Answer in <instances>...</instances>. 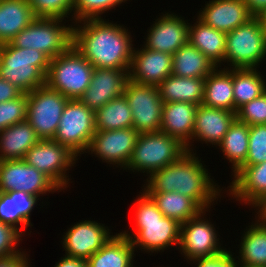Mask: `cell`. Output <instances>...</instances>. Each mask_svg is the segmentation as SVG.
Segmentation results:
<instances>
[{
	"label": "cell",
	"mask_w": 266,
	"mask_h": 267,
	"mask_svg": "<svg viewBox=\"0 0 266 267\" xmlns=\"http://www.w3.org/2000/svg\"><path fill=\"white\" fill-rule=\"evenodd\" d=\"M257 68L233 69L234 112L266 92L264 76Z\"/></svg>",
	"instance_id": "cell-34"
},
{
	"label": "cell",
	"mask_w": 266,
	"mask_h": 267,
	"mask_svg": "<svg viewBox=\"0 0 266 267\" xmlns=\"http://www.w3.org/2000/svg\"><path fill=\"white\" fill-rule=\"evenodd\" d=\"M23 191L40 197L61 189L44 173L22 160L0 161V192Z\"/></svg>",
	"instance_id": "cell-14"
},
{
	"label": "cell",
	"mask_w": 266,
	"mask_h": 267,
	"mask_svg": "<svg viewBox=\"0 0 266 267\" xmlns=\"http://www.w3.org/2000/svg\"><path fill=\"white\" fill-rule=\"evenodd\" d=\"M216 66L189 42L172 55V74L178 77L205 78Z\"/></svg>",
	"instance_id": "cell-32"
},
{
	"label": "cell",
	"mask_w": 266,
	"mask_h": 267,
	"mask_svg": "<svg viewBox=\"0 0 266 267\" xmlns=\"http://www.w3.org/2000/svg\"><path fill=\"white\" fill-rule=\"evenodd\" d=\"M35 19L27 0H0V43L10 42Z\"/></svg>",
	"instance_id": "cell-29"
},
{
	"label": "cell",
	"mask_w": 266,
	"mask_h": 267,
	"mask_svg": "<svg viewBox=\"0 0 266 267\" xmlns=\"http://www.w3.org/2000/svg\"><path fill=\"white\" fill-rule=\"evenodd\" d=\"M77 23L83 26L73 27L72 45L94 68L130 69L134 48L128 29L102 18Z\"/></svg>",
	"instance_id": "cell-1"
},
{
	"label": "cell",
	"mask_w": 266,
	"mask_h": 267,
	"mask_svg": "<svg viewBox=\"0 0 266 267\" xmlns=\"http://www.w3.org/2000/svg\"><path fill=\"white\" fill-rule=\"evenodd\" d=\"M27 94L0 103V131L26 120Z\"/></svg>",
	"instance_id": "cell-39"
},
{
	"label": "cell",
	"mask_w": 266,
	"mask_h": 267,
	"mask_svg": "<svg viewBox=\"0 0 266 267\" xmlns=\"http://www.w3.org/2000/svg\"><path fill=\"white\" fill-rule=\"evenodd\" d=\"M248 6L250 12L256 16L261 10L266 7V0H243Z\"/></svg>",
	"instance_id": "cell-47"
},
{
	"label": "cell",
	"mask_w": 266,
	"mask_h": 267,
	"mask_svg": "<svg viewBox=\"0 0 266 267\" xmlns=\"http://www.w3.org/2000/svg\"><path fill=\"white\" fill-rule=\"evenodd\" d=\"M50 59L33 48H19L3 43L0 56V77L24 94L45 85Z\"/></svg>",
	"instance_id": "cell-4"
},
{
	"label": "cell",
	"mask_w": 266,
	"mask_h": 267,
	"mask_svg": "<svg viewBox=\"0 0 266 267\" xmlns=\"http://www.w3.org/2000/svg\"><path fill=\"white\" fill-rule=\"evenodd\" d=\"M133 127V115L124 95L112 99L95 112V130H118Z\"/></svg>",
	"instance_id": "cell-36"
},
{
	"label": "cell",
	"mask_w": 266,
	"mask_h": 267,
	"mask_svg": "<svg viewBox=\"0 0 266 267\" xmlns=\"http://www.w3.org/2000/svg\"><path fill=\"white\" fill-rule=\"evenodd\" d=\"M233 175L229 195L258 209L266 201V162L242 165Z\"/></svg>",
	"instance_id": "cell-21"
},
{
	"label": "cell",
	"mask_w": 266,
	"mask_h": 267,
	"mask_svg": "<svg viewBox=\"0 0 266 267\" xmlns=\"http://www.w3.org/2000/svg\"><path fill=\"white\" fill-rule=\"evenodd\" d=\"M218 146L232 164L234 174L246 161L249 148V125L236 119Z\"/></svg>",
	"instance_id": "cell-35"
},
{
	"label": "cell",
	"mask_w": 266,
	"mask_h": 267,
	"mask_svg": "<svg viewBox=\"0 0 266 267\" xmlns=\"http://www.w3.org/2000/svg\"><path fill=\"white\" fill-rule=\"evenodd\" d=\"M174 13L157 17L149 29L143 47L173 55L184 44L188 43L190 24Z\"/></svg>",
	"instance_id": "cell-18"
},
{
	"label": "cell",
	"mask_w": 266,
	"mask_h": 267,
	"mask_svg": "<svg viewBox=\"0 0 266 267\" xmlns=\"http://www.w3.org/2000/svg\"><path fill=\"white\" fill-rule=\"evenodd\" d=\"M225 44L224 62L232 69L257 68L266 59V31L256 16L228 32Z\"/></svg>",
	"instance_id": "cell-8"
},
{
	"label": "cell",
	"mask_w": 266,
	"mask_h": 267,
	"mask_svg": "<svg viewBox=\"0 0 266 267\" xmlns=\"http://www.w3.org/2000/svg\"><path fill=\"white\" fill-rule=\"evenodd\" d=\"M38 199L21 190L0 192V221L23 233L25 231L23 228L33 226L30 222V214ZM19 224L23 226L19 228Z\"/></svg>",
	"instance_id": "cell-26"
},
{
	"label": "cell",
	"mask_w": 266,
	"mask_h": 267,
	"mask_svg": "<svg viewBox=\"0 0 266 267\" xmlns=\"http://www.w3.org/2000/svg\"><path fill=\"white\" fill-rule=\"evenodd\" d=\"M94 66L72 45L50 60L45 84L68 99L79 100L89 87Z\"/></svg>",
	"instance_id": "cell-5"
},
{
	"label": "cell",
	"mask_w": 266,
	"mask_h": 267,
	"mask_svg": "<svg viewBox=\"0 0 266 267\" xmlns=\"http://www.w3.org/2000/svg\"><path fill=\"white\" fill-rule=\"evenodd\" d=\"M54 267H87V261L64 255V257H62Z\"/></svg>",
	"instance_id": "cell-46"
},
{
	"label": "cell",
	"mask_w": 266,
	"mask_h": 267,
	"mask_svg": "<svg viewBox=\"0 0 266 267\" xmlns=\"http://www.w3.org/2000/svg\"><path fill=\"white\" fill-rule=\"evenodd\" d=\"M36 18H68L73 11V0H27Z\"/></svg>",
	"instance_id": "cell-38"
},
{
	"label": "cell",
	"mask_w": 266,
	"mask_h": 267,
	"mask_svg": "<svg viewBox=\"0 0 266 267\" xmlns=\"http://www.w3.org/2000/svg\"><path fill=\"white\" fill-rule=\"evenodd\" d=\"M255 223L241 237L238 264L266 267V220L259 217Z\"/></svg>",
	"instance_id": "cell-31"
},
{
	"label": "cell",
	"mask_w": 266,
	"mask_h": 267,
	"mask_svg": "<svg viewBox=\"0 0 266 267\" xmlns=\"http://www.w3.org/2000/svg\"><path fill=\"white\" fill-rule=\"evenodd\" d=\"M77 155L53 139L40 140L25 155L24 161L48 176L61 190L70 179L66 171L76 162Z\"/></svg>",
	"instance_id": "cell-12"
},
{
	"label": "cell",
	"mask_w": 266,
	"mask_h": 267,
	"mask_svg": "<svg viewBox=\"0 0 266 267\" xmlns=\"http://www.w3.org/2000/svg\"><path fill=\"white\" fill-rule=\"evenodd\" d=\"M237 267H253V266H244V265L238 264Z\"/></svg>",
	"instance_id": "cell-50"
},
{
	"label": "cell",
	"mask_w": 266,
	"mask_h": 267,
	"mask_svg": "<svg viewBox=\"0 0 266 267\" xmlns=\"http://www.w3.org/2000/svg\"><path fill=\"white\" fill-rule=\"evenodd\" d=\"M235 120V112L200 104L195 114L192 140L218 146Z\"/></svg>",
	"instance_id": "cell-22"
},
{
	"label": "cell",
	"mask_w": 266,
	"mask_h": 267,
	"mask_svg": "<svg viewBox=\"0 0 266 267\" xmlns=\"http://www.w3.org/2000/svg\"><path fill=\"white\" fill-rule=\"evenodd\" d=\"M134 234L124 231L121 234L128 238L134 249L139 247L145 252H162L170 246H179L181 224L168 218L158 209L156 203L143 190L134 204ZM133 237V238H132Z\"/></svg>",
	"instance_id": "cell-3"
},
{
	"label": "cell",
	"mask_w": 266,
	"mask_h": 267,
	"mask_svg": "<svg viewBox=\"0 0 266 267\" xmlns=\"http://www.w3.org/2000/svg\"><path fill=\"white\" fill-rule=\"evenodd\" d=\"M40 141L30 123L25 120L0 131V161L22 160Z\"/></svg>",
	"instance_id": "cell-24"
},
{
	"label": "cell",
	"mask_w": 266,
	"mask_h": 267,
	"mask_svg": "<svg viewBox=\"0 0 266 267\" xmlns=\"http://www.w3.org/2000/svg\"><path fill=\"white\" fill-rule=\"evenodd\" d=\"M113 235L108 227L95 221L85 220L72 225L63 235L66 256L88 260Z\"/></svg>",
	"instance_id": "cell-17"
},
{
	"label": "cell",
	"mask_w": 266,
	"mask_h": 267,
	"mask_svg": "<svg viewBox=\"0 0 266 267\" xmlns=\"http://www.w3.org/2000/svg\"><path fill=\"white\" fill-rule=\"evenodd\" d=\"M197 264V267H237L238 260L235 261L233 254L229 251H225L210 258H198L190 260Z\"/></svg>",
	"instance_id": "cell-43"
},
{
	"label": "cell",
	"mask_w": 266,
	"mask_h": 267,
	"mask_svg": "<svg viewBox=\"0 0 266 267\" xmlns=\"http://www.w3.org/2000/svg\"><path fill=\"white\" fill-rule=\"evenodd\" d=\"M68 100L46 84L27 94L26 120L40 140L54 139Z\"/></svg>",
	"instance_id": "cell-9"
},
{
	"label": "cell",
	"mask_w": 266,
	"mask_h": 267,
	"mask_svg": "<svg viewBox=\"0 0 266 267\" xmlns=\"http://www.w3.org/2000/svg\"><path fill=\"white\" fill-rule=\"evenodd\" d=\"M198 158L196 152L187 151L177 161L148 175L143 191H176L193 199L203 210L209 209L222 190Z\"/></svg>",
	"instance_id": "cell-2"
},
{
	"label": "cell",
	"mask_w": 266,
	"mask_h": 267,
	"mask_svg": "<svg viewBox=\"0 0 266 267\" xmlns=\"http://www.w3.org/2000/svg\"><path fill=\"white\" fill-rule=\"evenodd\" d=\"M186 152L185 145L165 132L139 134L126 169L150 175L177 161Z\"/></svg>",
	"instance_id": "cell-6"
},
{
	"label": "cell",
	"mask_w": 266,
	"mask_h": 267,
	"mask_svg": "<svg viewBox=\"0 0 266 267\" xmlns=\"http://www.w3.org/2000/svg\"><path fill=\"white\" fill-rule=\"evenodd\" d=\"M236 119L249 126L266 124V92L241 106L236 112Z\"/></svg>",
	"instance_id": "cell-41"
},
{
	"label": "cell",
	"mask_w": 266,
	"mask_h": 267,
	"mask_svg": "<svg viewBox=\"0 0 266 267\" xmlns=\"http://www.w3.org/2000/svg\"><path fill=\"white\" fill-rule=\"evenodd\" d=\"M205 78L166 77L157 87L164 103L187 102L200 105L204 98Z\"/></svg>",
	"instance_id": "cell-28"
},
{
	"label": "cell",
	"mask_w": 266,
	"mask_h": 267,
	"mask_svg": "<svg viewBox=\"0 0 266 267\" xmlns=\"http://www.w3.org/2000/svg\"><path fill=\"white\" fill-rule=\"evenodd\" d=\"M134 252L131 241L118 233L87 260V267H133Z\"/></svg>",
	"instance_id": "cell-30"
},
{
	"label": "cell",
	"mask_w": 266,
	"mask_h": 267,
	"mask_svg": "<svg viewBox=\"0 0 266 267\" xmlns=\"http://www.w3.org/2000/svg\"><path fill=\"white\" fill-rule=\"evenodd\" d=\"M95 132V112L80 100L69 99L53 140L80 156L87 153Z\"/></svg>",
	"instance_id": "cell-10"
},
{
	"label": "cell",
	"mask_w": 266,
	"mask_h": 267,
	"mask_svg": "<svg viewBox=\"0 0 266 267\" xmlns=\"http://www.w3.org/2000/svg\"><path fill=\"white\" fill-rule=\"evenodd\" d=\"M127 0H73L72 19L79 22L86 19H101V14ZM75 18V19H74Z\"/></svg>",
	"instance_id": "cell-37"
},
{
	"label": "cell",
	"mask_w": 266,
	"mask_h": 267,
	"mask_svg": "<svg viewBox=\"0 0 266 267\" xmlns=\"http://www.w3.org/2000/svg\"><path fill=\"white\" fill-rule=\"evenodd\" d=\"M172 74V55L147 48L133 50L129 79L143 85L158 86Z\"/></svg>",
	"instance_id": "cell-19"
},
{
	"label": "cell",
	"mask_w": 266,
	"mask_h": 267,
	"mask_svg": "<svg viewBox=\"0 0 266 267\" xmlns=\"http://www.w3.org/2000/svg\"><path fill=\"white\" fill-rule=\"evenodd\" d=\"M130 69L94 68L89 87L80 101L96 112L112 99L124 94Z\"/></svg>",
	"instance_id": "cell-16"
},
{
	"label": "cell",
	"mask_w": 266,
	"mask_h": 267,
	"mask_svg": "<svg viewBox=\"0 0 266 267\" xmlns=\"http://www.w3.org/2000/svg\"><path fill=\"white\" fill-rule=\"evenodd\" d=\"M28 255L21 253L16 256L0 259V267H30Z\"/></svg>",
	"instance_id": "cell-45"
},
{
	"label": "cell",
	"mask_w": 266,
	"mask_h": 267,
	"mask_svg": "<svg viewBox=\"0 0 266 267\" xmlns=\"http://www.w3.org/2000/svg\"><path fill=\"white\" fill-rule=\"evenodd\" d=\"M23 92L16 86L0 77V103L20 97Z\"/></svg>",
	"instance_id": "cell-44"
},
{
	"label": "cell",
	"mask_w": 266,
	"mask_h": 267,
	"mask_svg": "<svg viewBox=\"0 0 266 267\" xmlns=\"http://www.w3.org/2000/svg\"><path fill=\"white\" fill-rule=\"evenodd\" d=\"M133 115V128L139 133L160 131L162 123V101L157 86L127 81L123 94Z\"/></svg>",
	"instance_id": "cell-11"
},
{
	"label": "cell",
	"mask_w": 266,
	"mask_h": 267,
	"mask_svg": "<svg viewBox=\"0 0 266 267\" xmlns=\"http://www.w3.org/2000/svg\"><path fill=\"white\" fill-rule=\"evenodd\" d=\"M266 162V124L249 126V148L243 165Z\"/></svg>",
	"instance_id": "cell-40"
},
{
	"label": "cell",
	"mask_w": 266,
	"mask_h": 267,
	"mask_svg": "<svg viewBox=\"0 0 266 267\" xmlns=\"http://www.w3.org/2000/svg\"><path fill=\"white\" fill-rule=\"evenodd\" d=\"M207 210L181 224L179 247L186 260L210 258L225 252L220 246L216 229L204 216Z\"/></svg>",
	"instance_id": "cell-13"
},
{
	"label": "cell",
	"mask_w": 266,
	"mask_h": 267,
	"mask_svg": "<svg viewBox=\"0 0 266 267\" xmlns=\"http://www.w3.org/2000/svg\"><path fill=\"white\" fill-rule=\"evenodd\" d=\"M22 233L15 227L0 221V259L16 256L21 253L18 248V242L22 239Z\"/></svg>",
	"instance_id": "cell-42"
},
{
	"label": "cell",
	"mask_w": 266,
	"mask_h": 267,
	"mask_svg": "<svg viewBox=\"0 0 266 267\" xmlns=\"http://www.w3.org/2000/svg\"><path fill=\"white\" fill-rule=\"evenodd\" d=\"M197 108L198 105L187 102L164 103L162 108L160 131L178 139L189 152L193 151L190 146Z\"/></svg>",
	"instance_id": "cell-23"
},
{
	"label": "cell",
	"mask_w": 266,
	"mask_h": 267,
	"mask_svg": "<svg viewBox=\"0 0 266 267\" xmlns=\"http://www.w3.org/2000/svg\"><path fill=\"white\" fill-rule=\"evenodd\" d=\"M64 19L36 18L21 30L10 43L19 48H33L50 60L66 52L73 43V27L65 26Z\"/></svg>",
	"instance_id": "cell-7"
},
{
	"label": "cell",
	"mask_w": 266,
	"mask_h": 267,
	"mask_svg": "<svg viewBox=\"0 0 266 267\" xmlns=\"http://www.w3.org/2000/svg\"><path fill=\"white\" fill-rule=\"evenodd\" d=\"M197 17L214 29L228 33L254 15L243 0H212L205 4Z\"/></svg>",
	"instance_id": "cell-20"
},
{
	"label": "cell",
	"mask_w": 266,
	"mask_h": 267,
	"mask_svg": "<svg viewBox=\"0 0 266 267\" xmlns=\"http://www.w3.org/2000/svg\"><path fill=\"white\" fill-rule=\"evenodd\" d=\"M257 214H259L257 217L266 220V201L258 208Z\"/></svg>",
	"instance_id": "cell-49"
},
{
	"label": "cell",
	"mask_w": 266,
	"mask_h": 267,
	"mask_svg": "<svg viewBox=\"0 0 266 267\" xmlns=\"http://www.w3.org/2000/svg\"><path fill=\"white\" fill-rule=\"evenodd\" d=\"M2 43H0V56H1Z\"/></svg>",
	"instance_id": "cell-51"
},
{
	"label": "cell",
	"mask_w": 266,
	"mask_h": 267,
	"mask_svg": "<svg viewBox=\"0 0 266 267\" xmlns=\"http://www.w3.org/2000/svg\"><path fill=\"white\" fill-rule=\"evenodd\" d=\"M145 193L152 198L164 216L175 219L180 224L203 211L193 199L176 191Z\"/></svg>",
	"instance_id": "cell-33"
},
{
	"label": "cell",
	"mask_w": 266,
	"mask_h": 267,
	"mask_svg": "<svg viewBox=\"0 0 266 267\" xmlns=\"http://www.w3.org/2000/svg\"><path fill=\"white\" fill-rule=\"evenodd\" d=\"M256 17L258 18V20L261 23V26L264 28V30L266 31V7L261 10Z\"/></svg>",
	"instance_id": "cell-48"
},
{
	"label": "cell",
	"mask_w": 266,
	"mask_h": 267,
	"mask_svg": "<svg viewBox=\"0 0 266 267\" xmlns=\"http://www.w3.org/2000/svg\"><path fill=\"white\" fill-rule=\"evenodd\" d=\"M220 69L216 67L205 77L202 104L234 112L233 69Z\"/></svg>",
	"instance_id": "cell-25"
},
{
	"label": "cell",
	"mask_w": 266,
	"mask_h": 267,
	"mask_svg": "<svg viewBox=\"0 0 266 267\" xmlns=\"http://www.w3.org/2000/svg\"><path fill=\"white\" fill-rule=\"evenodd\" d=\"M196 20L193 26H189L188 42L200 50L217 68L221 67L225 57L227 33L214 29L199 18Z\"/></svg>",
	"instance_id": "cell-27"
},
{
	"label": "cell",
	"mask_w": 266,
	"mask_h": 267,
	"mask_svg": "<svg viewBox=\"0 0 266 267\" xmlns=\"http://www.w3.org/2000/svg\"><path fill=\"white\" fill-rule=\"evenodd\" d=\"M139 133L133 128L97 131L91 139L87 152L97 155L104 162L118 165L126 170Z\"/></svg>",
	"instance_id": "cell-15"
}]
</instances>
